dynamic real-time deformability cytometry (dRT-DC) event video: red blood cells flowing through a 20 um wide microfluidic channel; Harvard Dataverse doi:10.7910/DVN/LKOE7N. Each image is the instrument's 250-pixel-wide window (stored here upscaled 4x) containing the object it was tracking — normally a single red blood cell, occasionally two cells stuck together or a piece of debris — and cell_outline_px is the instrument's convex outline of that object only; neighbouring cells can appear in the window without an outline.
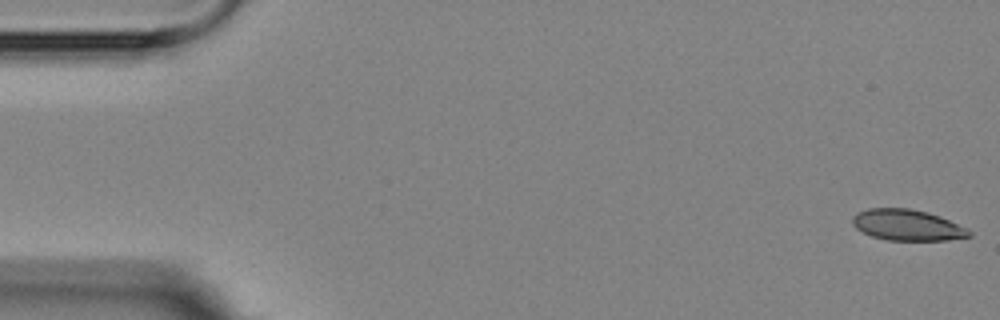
{"species": "Egyptian fruit bat (a non-hibernating species)", "species_latin": "Rousettus aegyptiacus", "temperature_condition": "room temperature", "stored_images_in_passage": 2, "camera_frame_rate_fps": 3000, "um_per_image_px": 0.085, "animal": {"sex": "female"}, "frame": {"image": 1, "passage_image": 2, "time_ms": 1.333, "image_size_px": [1000, 320], "cell_outline_px": [[972, 236], [948, 240], [888, 240], [872, 236], [856, 228], [852, 224], [852, 216], [856, 212], [868, 208], [908, 208], [928, 212], [940, 216], [968, 228], [972, 232]], "centroid_in_image_um": [77.13, 19.12], "position_along_channel_um": 7.9, "area_um2": 21.21}}